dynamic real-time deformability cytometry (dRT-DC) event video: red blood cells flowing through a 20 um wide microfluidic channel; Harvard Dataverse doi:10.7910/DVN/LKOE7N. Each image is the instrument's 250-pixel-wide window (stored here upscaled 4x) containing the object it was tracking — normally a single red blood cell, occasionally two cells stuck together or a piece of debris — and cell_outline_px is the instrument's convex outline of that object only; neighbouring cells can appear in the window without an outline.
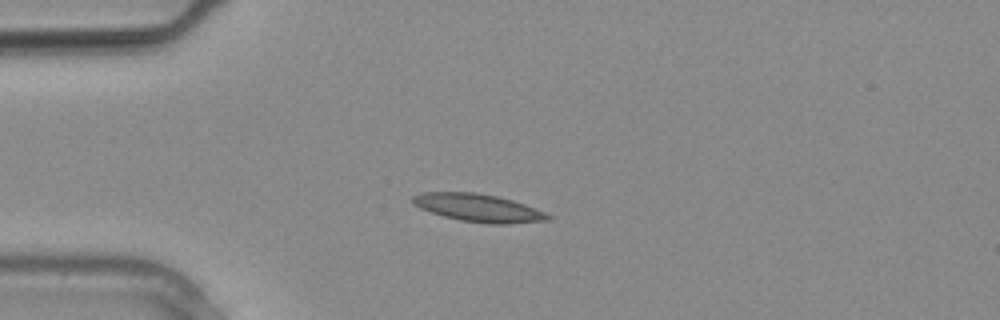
{"species": "common noctule bat (a hibernating species)", "species_latin": "Nyctalus noctula", "temperature_condition": "warm", "stored_images_in_passage": 6, "camera_frame_rate_fps": 3000, "um_per_image_px": 0.085, "animal": {"sex": "male", "body_mass_g": 20.4}, "frame": {"image": 1, "passage_image": 3, "time_ms": 0.667, "image_size_px": [1000, 320], "cell_outline_px": [[552, 220], [508, 224], [488, 224], [460, 220], [444, 216], [420, 208], [412, 204], [412, 196], [420, 192], [476, 192], [496, 196], [512, 200], [524, 204], [544, 212], [552, 216]], "centroid_in_image_um": [40.66, 17.67], "position_along_channel_um": 44.3, "area_um2": 21.96}}